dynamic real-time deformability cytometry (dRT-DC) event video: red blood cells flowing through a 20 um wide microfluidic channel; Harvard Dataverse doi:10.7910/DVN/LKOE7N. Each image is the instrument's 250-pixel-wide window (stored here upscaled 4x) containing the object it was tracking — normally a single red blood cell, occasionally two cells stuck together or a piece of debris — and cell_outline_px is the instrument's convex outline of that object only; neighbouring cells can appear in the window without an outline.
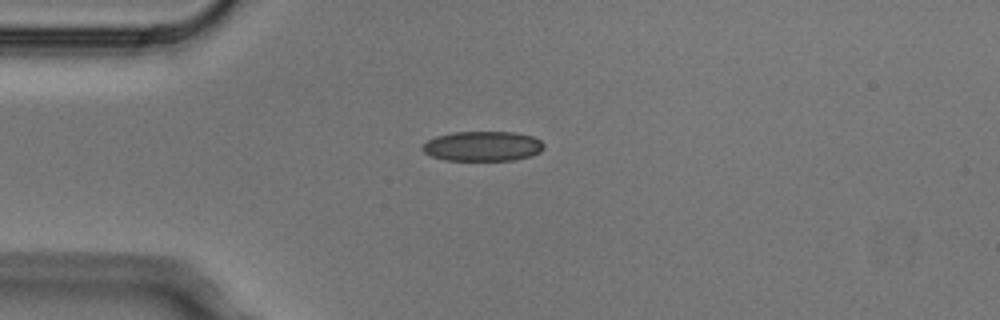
{"species": "Egyptian fruit bat (a non-hibernating species)", "species_latin": "Rousettus aegyptiacus", "temperature_condition": "cold", "stored_images_in_passage": 2, "camera_frame_rate_fps": 3000, "um_per_image_px": 0.085, "animal": {"sex": "male"}, "frame": {"image": 1, "passage_image": 1, "time_ms": 0.0, "image_size_px": [1000, 320], "cell_outline_px": [[544, 148], [540, 152], [532, 156], [512, 160], [444, 160], [432, 156], [424, 152], [420, 148], [428, 140], [436, 136], [452, 132], [512, 132], [532, 136], [540, 140], [544, 144]], "centroid_in_image_um": [41.03, 12.42], "position_along_channel_um": 44.0, "area_um2": 21.15}}
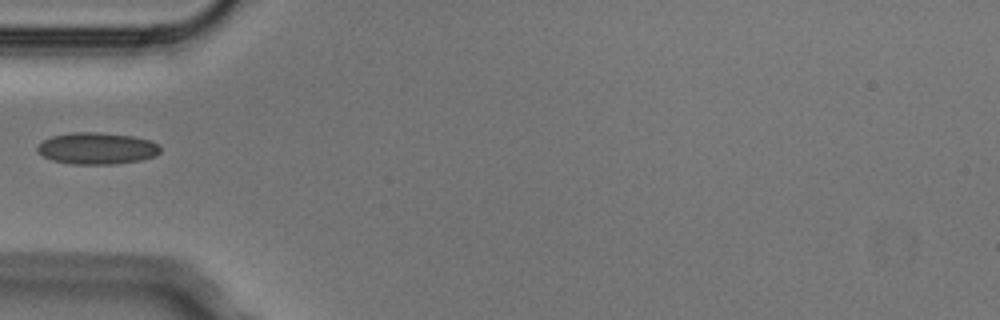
{"frame": {"image": 2, "passage_image": 2, "time_ms": 0.333, "image_size_px": [1000, 320], "cell_outline_px": [[160, 152], [156, 156], [140, 160], [112, 164], [72, 164], [52, 160], [44, 156], [36, 148], [44, 140], [52, 136], [72, 132], [100, 132], [132, 136], [152, 140], [160, 144]], "centroid_in_image_um": [8.29, 12.6], "position_along_channel_um": 76.7, "area_um2": 22.72}}